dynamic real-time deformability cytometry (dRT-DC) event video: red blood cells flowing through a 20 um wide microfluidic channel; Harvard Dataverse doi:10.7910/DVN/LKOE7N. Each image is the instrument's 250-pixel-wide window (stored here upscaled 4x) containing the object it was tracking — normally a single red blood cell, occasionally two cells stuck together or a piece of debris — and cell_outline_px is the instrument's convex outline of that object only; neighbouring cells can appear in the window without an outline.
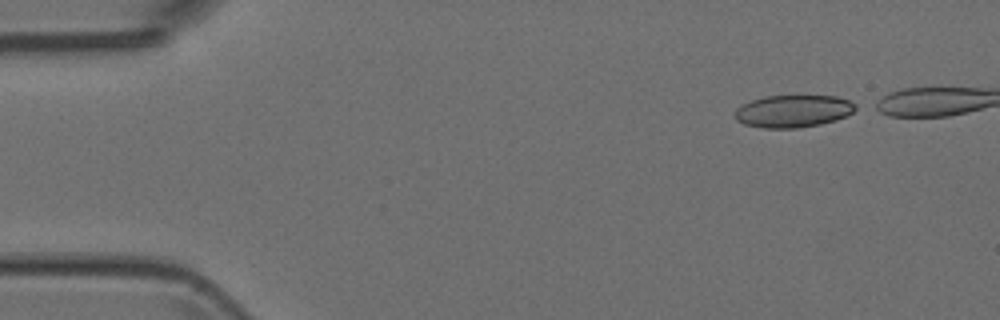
{"species": "Egyptian fruit bat (a non-hibernating species)", "species_latin": "Rousettus aegyptiacus", "temperature_condition": "room temperature", "stored_images_in_passage": 37, "camera_frame_rate_fps": 3000, "um_per_image_px": 0.085, "animal": {"sex": "female"}, "frame": {"image": 1, "passage_image": 1, "time_ms": 0.0, "image_size_px": [1000, 320], "cell_outline_px": [[860, 108], [848, 116], [836, 120], [820, 124], [796, 128], [764, 128], [744, 124], [736, 120], [736, 108], [740, 104], [764, 96], [796, 92], [836, 96], [848, 100], [856, 104]], "centroid_in_image_um": [67.47, 9.38], "position_along_channel_um": 17.5, "area_um2": 23.99}}
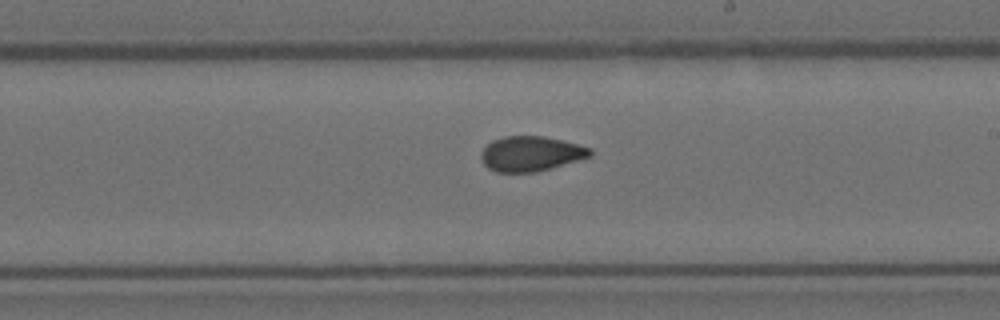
{"frame": {"image": 2, "passage_image": 25, "time_ms": 8.0, "image_size_px": [1000, 320], "cell_outline_px": [[592, 156], [536, 172], [496, 172], [488, 168], [484, 164], [480, 156], [480, 152], [492, 140], [504, 136], [544, 136], [592, 148]], "centroid_in_image_um": [45.1, 13.06], "position_along_channel_um": 243.9, "area_um2": 22.14}}
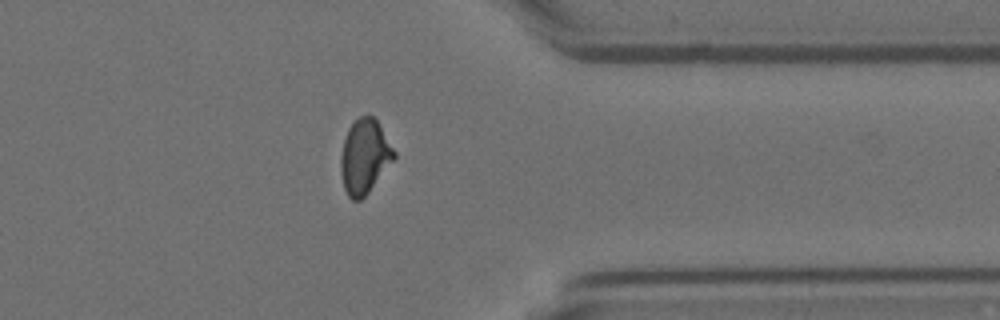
{"frame": {"image": 3, "passage_image": 36, "time_ms": 11.667, "image_size_px": [1000, 320], "cell_outline_px": [[396, 156], [368, 192], [360, 200], [352, 200], [348, 196], [344, 188], [340, 172], [340, 156], [344, 140], [348, 128], [360, 116], [372, 116], [376, 120], [396, 152]], "centroid_in_image_um": [30.96, 13.31], "position_along_channel_um": 380.4, "area_um2": 22.72}}